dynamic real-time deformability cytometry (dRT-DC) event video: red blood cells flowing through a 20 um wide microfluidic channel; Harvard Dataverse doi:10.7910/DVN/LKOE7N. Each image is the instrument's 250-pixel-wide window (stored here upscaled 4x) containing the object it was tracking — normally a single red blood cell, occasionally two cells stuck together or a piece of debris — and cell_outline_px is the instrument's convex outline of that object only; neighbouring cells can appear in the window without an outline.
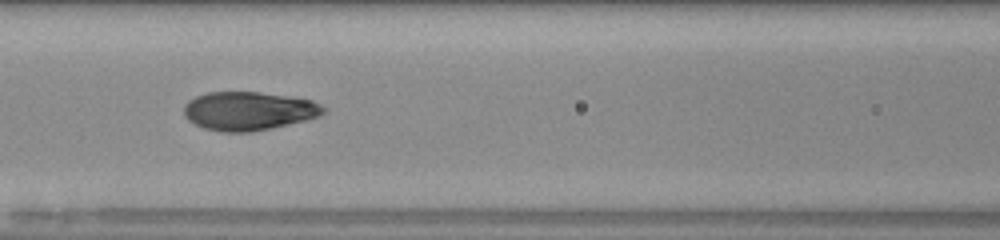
{"species": "human", "species_latin": "Homo sapiens", "temperature_condition": "room temperature", "stored_images_in_passage": 40, "camera_frame_rate_fps": 3000, "um_per_image_px": 0.085, "donor": {"sex": "male"}, "frame": {"image": 1, "passage_image": 12, "time_ms": 3.667, "image_size_px": [1000, 240], "cell_outline_px": [[328, 108], [320, 116], [272, 128], [252, 132], [220, 132], [204, 128], [188, 120], [184, 116], [184, 104], [188, 100], [196, 96], [208, 92], [256, 92], [288, 96], [312, 100]], "centroid_in_image_um": [21.12, 9.43], "position_along_channel_um": 145.5, "area_um2": 31.44}}
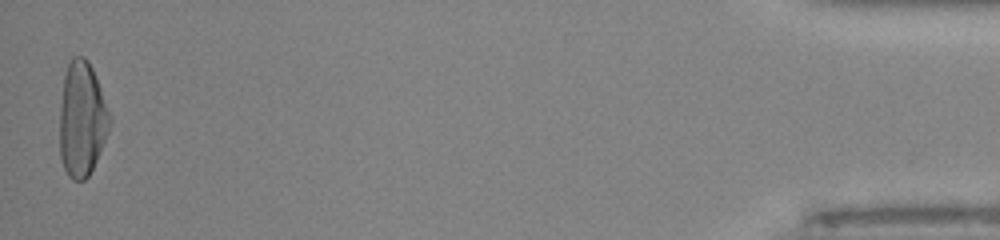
{"frame": {"image": 2, "passage_image": 40, "time_ms": 13.0, "image_size_px": [1000, 240], "cell_outline_px": [[112, 120], [108, 132], [96, 160], [88, 176], [84, 180], [72, 180], [68, 176], [60, 160], [60, 104], [64, 76], [68, 64], [72, 56], [84, 56], [88, 60], [92, 68], [112, 116]], "centroid_in_image_um": [6.96, 10.12], "position_along_channel_um": 428.2, "area_um2": 33.58}, "authors_computed_cell_mechanics": {"area_um2": 31.7322, "velocity_mm_per_s": 4.0231, "shape_relaxation_time_tau1_ms": 5.2542, "shape_relaxation_time_tau2_ms": null, "deformation_change_tau1": 0.2495, "deformation_change_tau2": null}}